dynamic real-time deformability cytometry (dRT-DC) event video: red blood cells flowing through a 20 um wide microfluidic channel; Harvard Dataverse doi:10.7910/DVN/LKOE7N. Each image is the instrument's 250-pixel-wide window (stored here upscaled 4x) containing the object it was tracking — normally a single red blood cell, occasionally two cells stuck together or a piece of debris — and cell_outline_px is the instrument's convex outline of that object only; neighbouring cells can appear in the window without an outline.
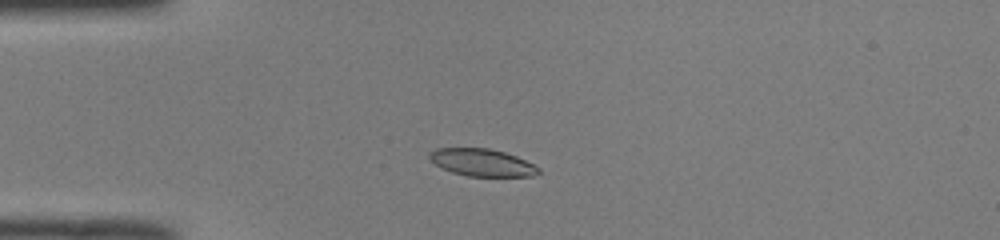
{"species": "common noctule bat (a hibernating species)", "species_latin": "Nyctalus noctula", "temperature_condition": "room temperature", "stored_images_in_passage": 38, "camera_frame_rate_fps": 3000, "um_per_image_px": 0.085, "animal": {"sex": "male", "body_mass_g": 19.0, "forearm_length_mm": 50.8}, "frame": {"image": 1, "passage_image": 1, "time_ms": 0.0, "image_size_px": [1000, 240], "cell_outline_px": [[540, 172], [532, 176], [468, 176], [452, 172], [428, 160], [428, 152], [436, 148], [488, 148], [504, 152], [516, 156], [540, 168]], "centroid_in_image_um": [40.94, 13.8], "position_along_channel_um": 44.1, "area_um2": 17.28}}
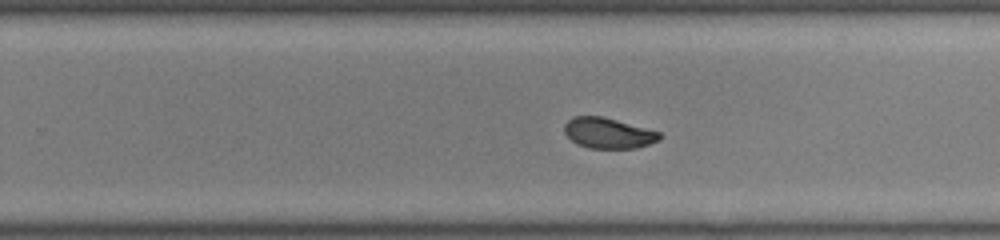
{"frame": {"image": 2, "passage_image": 20, "time_ms": 6.333, "image_size_px": [1000, 240], "cell_outline_px": [[660, 140], [636, 148], [588, 148], [576, 144], [564, 132], [564, 124], [572, 116], [600, 116], [616, 120], [660, 132]], "centroid_in_image_um": [51.66, 11.31], "position_along_channel_um": 278.1, "area_um2": 16.82}}
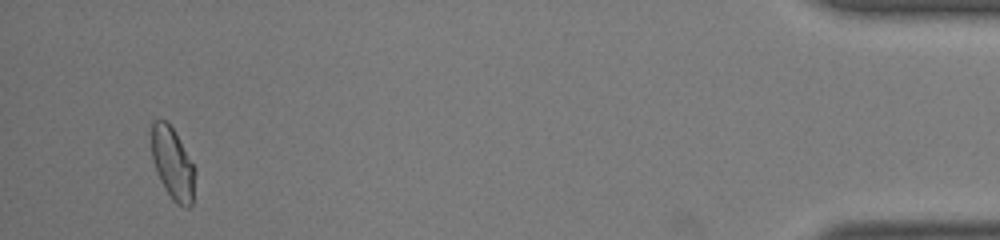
{"frame": {"image": 3, "passage_image": 36, "time_ms": 11.667, "image_size_px": [1000, 240], "cell_outline_px": [[196, 172], [192, 204], [188, 208], [184, 208], [176, 204], [172, 200], [160, 180], [152, 160], [152, 120], [168, 120], [196, 168]], "centroid_in_image_um": [14.7, 13.92], "position_along_channel_um": 420.5, "area_um2": 18.44}, "authors_computed_cell_mechanics": {"area_um2": 17.9469, "velocity_mm_per_s": 4.0586, "shape_relaxation_time_tau1_ms": 2.4951, "shape_relaxation_time_tau2_ms": 1.3836, "deformation_change_tau1": 0.1304, "deformation_change_tau2": 0.0578}}